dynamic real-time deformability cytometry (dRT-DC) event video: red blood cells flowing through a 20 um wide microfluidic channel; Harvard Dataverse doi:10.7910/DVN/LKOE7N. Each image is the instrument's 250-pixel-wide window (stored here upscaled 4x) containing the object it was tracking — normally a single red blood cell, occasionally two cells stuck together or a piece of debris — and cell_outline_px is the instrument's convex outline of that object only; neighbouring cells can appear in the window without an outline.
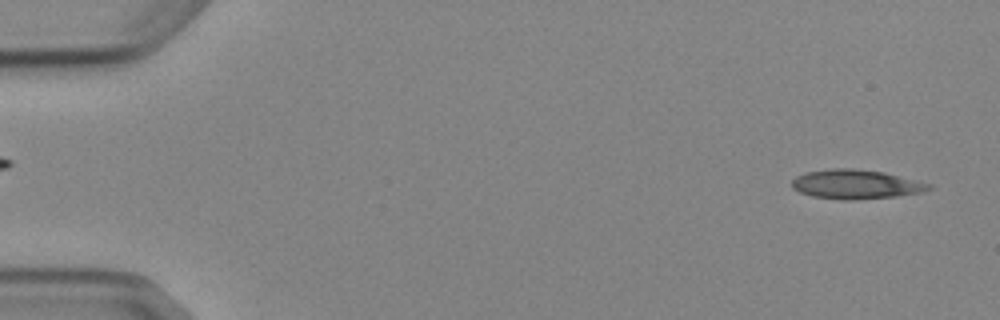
{"species": "Egyptian fruit bat (a non-hibernating species)", "species_latin": "Rousettus aegyptiacus", "temperature_condition": "cold", "stored_images_in_passage": 2, "segment_of_instrument_passage": [2, 2], "camera_frame_rate_fps": 3000, "um_per_image_px": 0.085, "animal": {"sex": "female"}, "frame": {"image": 1, "passage_image": 2, "time_ms": 2.0, "image_size_px": [1000, 320], "cell_outline_px": [[932, 188], [924, 192], [896, 196], [852, 200], [844, 200], [812, 196], [800, 192], [792, 188], [792, 180], [796, 176], [804, 172], [832, 168], [852, 168], [884, 172], [932, 184]], "centroid_in_image_um": [72.74, 15.66], "position_along_channel_um": 12.3, "area_um2": 23.41}}